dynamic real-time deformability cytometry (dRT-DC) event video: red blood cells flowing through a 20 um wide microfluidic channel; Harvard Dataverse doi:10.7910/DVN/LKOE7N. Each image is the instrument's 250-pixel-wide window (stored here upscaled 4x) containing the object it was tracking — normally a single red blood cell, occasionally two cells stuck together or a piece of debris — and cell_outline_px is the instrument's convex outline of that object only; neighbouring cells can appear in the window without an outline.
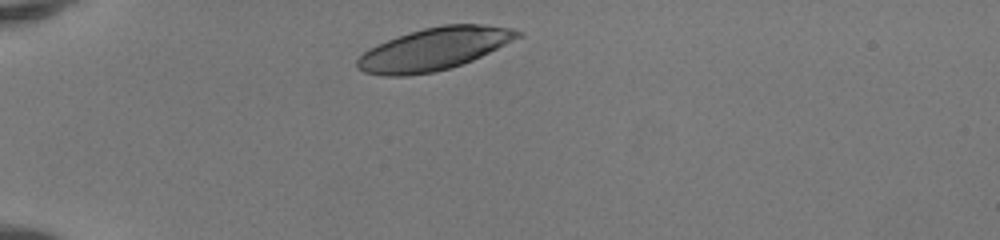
{"species": "human", "species_latin": "Homo sapiens", "temperature_condition": "room temperature", "stored_images_in_passage": 32, "camera_frame_rate_fps": 3000, "um_per_image_px": 0.085, "donor": {"sex": "female"}, "frame": {"image": 1, "passage_image": 1, "time_ms": 0.0, "image_size_px": [1000, 240], "cell_outline_px": [[524, 32], [520, 36], [472, 60], [448, 68], [432, 72], [408, 76], [384, 76], [364, 72], [356, 68], [356, 60], [368, 48], [396, 36], [408, 32], [424, 28], [444, 24], [480, 24], [512, 28]], "centroid_in_image_um": [36.83, 4.16], "position_along_channel_um": 48.2, "area_um2": 39.36}}
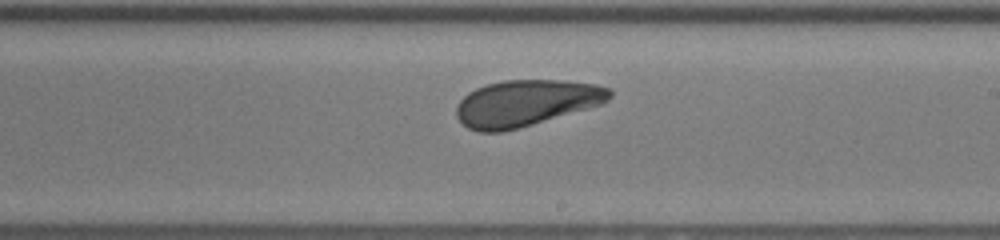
{"frame": {"image": 2, "passage_image": 18, "time_ms": 5.667, "image_size_px": [1000, 240], "cell_outline_px": [[612, 96], [608, 100], [600, 104], [516, 128], [500, 132], [480, 132], [468, 128], [456, 116], [456, 104], [468, 92], [476, 88], [488, 84], [504, 80], [564, 80], [596, 84], [608, 88], [612, 92]], "centroid_in_image_um": [44.67, 8.74], "position_along_channel_um": 244.3, "area_um2": 40.75}}
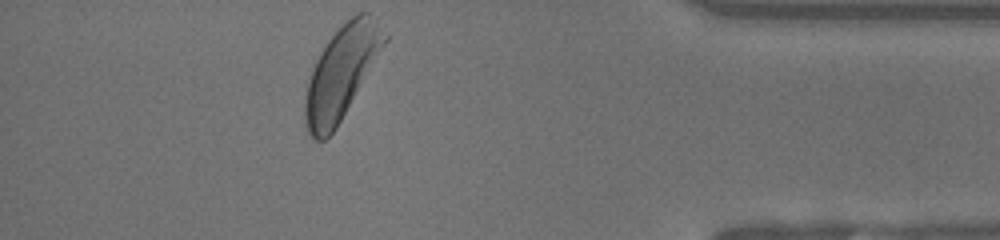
{"frame": {"image": 3, "passage_image": 32, "time_ms": 10.333, "image_size_px": [1000, 240], "cell_outline_px": [[388, 40], [336, 128], [324, 140], [316, 140], [308, 132], [304, 124], [304, 100], [308, 80], [312, 68], [320, 52], [328, 40], [356, 12], [372, 12], [388, 36]], "centroid_in_image_um": [29.02, 6.16], "position_along_channel_um": 406.2, "area_um2": 42.54}, "authors_computed_cell_mechanics": {"area_um2": 41.0669, "velocity_mm_per_s": 4.1046, "shape_relaxation_time_tau1_ms": 1.9794, "shape_relaxation_time_tau2_ms": 3.1556, "deformation_change_tau1": 0.096, "deformation_change_tau2": 0.1237}}